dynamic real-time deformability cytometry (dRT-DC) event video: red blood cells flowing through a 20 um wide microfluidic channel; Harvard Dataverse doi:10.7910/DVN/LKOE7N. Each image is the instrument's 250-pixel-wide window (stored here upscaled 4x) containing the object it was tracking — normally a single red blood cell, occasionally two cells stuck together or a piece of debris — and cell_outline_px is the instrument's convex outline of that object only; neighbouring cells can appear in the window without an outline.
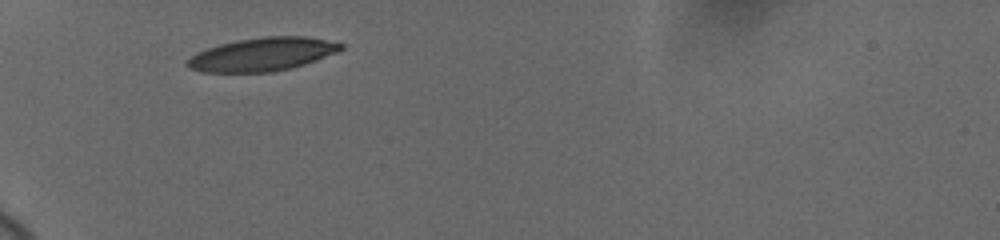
{"species": "human", "species_latin": "Homo sapiens", "temperature_condition": "cold", "stored_images_in_passage": 3, "camera_frame_rate_fps": 3000, "um_per_image_px": 0.085, "donor": {"sex": "female"}, "frame": {"image": 1, "passage_image": 1, "time_ms": 0.0, "image_size_px": [1000, 240], "cell_outline_px": [[344, 48], [336, 52], [316, 60], [292, 68], [272, 72], [200, 72], [188, 68], [184, 64], [184, 60], [196, 52], [220, 44], [236, 40], [264, 36], [304, 36], [344, 44]], "centroid_in_image_um": [22.22, 4.62], "position_along_channel_um": 62.8, "area_um2": 29.94}}
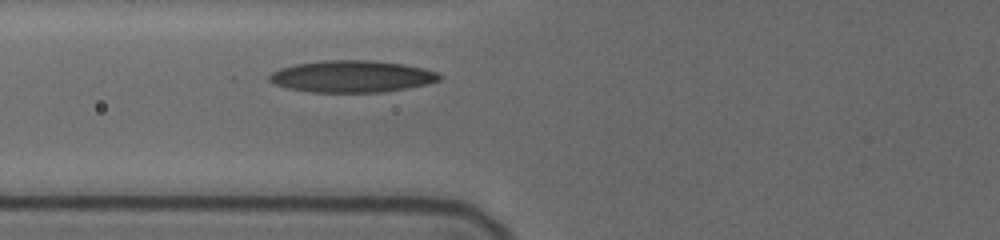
{"frame": {"image": 2, "passage_image": 3, "time_ms": 1.333, "image_size_px": [1000, 240], "cell_outline_px": [[444, 76], [440, 80], [424, 84], [404, 88], [380, 92], [312, 92], [288, 88], [276, 84], [268, 80], [268, 76], [272, 72], [280, 68], [296, 64], [324, 60], [368, 60], [404, 64], [424, 68], [436, 72]], "centroid_in_image_um": [29.9, 6.49], "position_along_channel_um": 95.9, "area_um2": 31.33}}